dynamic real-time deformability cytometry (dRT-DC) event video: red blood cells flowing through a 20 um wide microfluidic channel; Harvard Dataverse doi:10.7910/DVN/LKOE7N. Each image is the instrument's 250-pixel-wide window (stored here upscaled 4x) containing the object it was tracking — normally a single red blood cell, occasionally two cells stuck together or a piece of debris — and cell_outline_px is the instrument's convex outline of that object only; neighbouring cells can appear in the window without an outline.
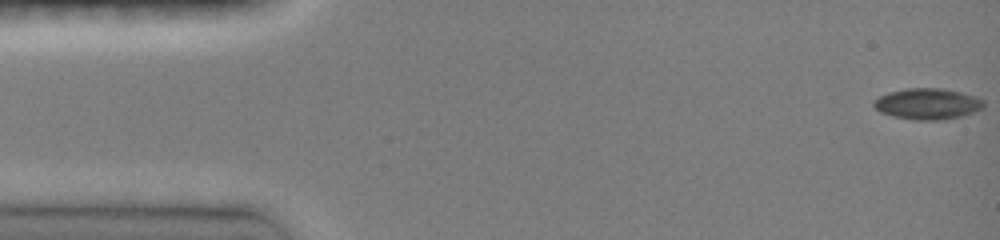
{"species": "common noctule bat (a hibernating species)", "species_latin": "Nyctalus noctula", "temperature_condition": "room temperature", "stored_images_in_passage": 47, "camera_frame_rate_fps": 3000, "um_per_image_px": 0.085, "animal": {"sex": "female", "body_mass_g": 19.0, "forearm_length_mm": 51.5}, "frame": {"image": 1, "passage_image": 1, "time_ms": 0.0, "image_size_px": [1000, 240], "cell_outline_px": [[984, 108], [960, 116], [936, 120], [916, 120], [892, 116], [880, 112], [872, 104], [872, 100], [888, 92], [908, 88], [940, 88], [960, 92], [976, 96], [984, 100]], "centroid_in_image_um": [78.82, 8.82], "position_along_channel_um": 6.2, "area_um2": 19.83}}
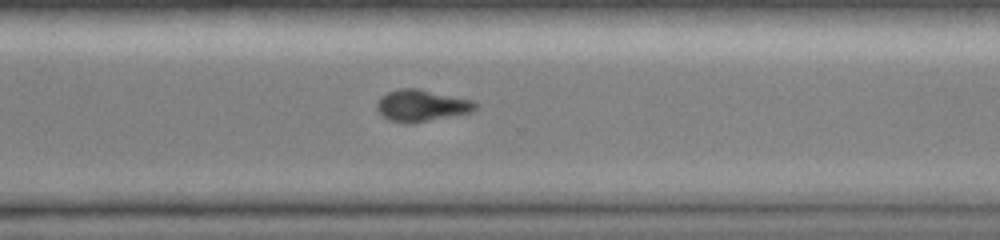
{"frame": {"image": 2, "passage_image": 34, "time_ms": 11.0, "image_size_px": [1000, 240], "cell_outline_px": [[480, 104], [472, 112], [408, 124], [388, 120], [376, 108], [376, 104], [380, 96], [388, 92], [400, 88], [420, 88], [476, 100]], "centroid_in_image_um": [35.88, 8.95], "position_along_channel_um": 334.7, "area_um2": 18.5}}
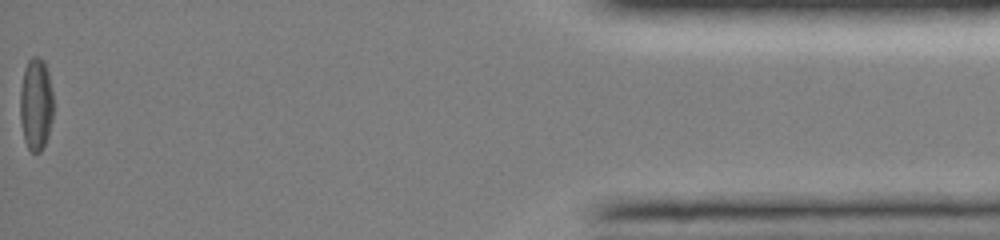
{"frame": {"image": 3, "passage_image": 47, "time_ms": 15.333, "image_size_px": [1000, 240], "cell_outline_px": [[52, 116], [48, 136], [40, 152], [32, 152], [28, 148], [24, 140], [20, 120], [20, 88], [24, 68], [28, 60], [32, 56], [40, 56], [44, 60], [48, 72], [52, 92]], "centroid_in_image_um": [3.03, 8.82], "position_along_channel_um": 432.2, "area_um2": 18.03}, "authors_computed_cell_mechanics": {"area_um2": 19.3052, "velocity_mm_per_s": 4.1234, "shape_relaxation_time_tau1_ms": null, "shape_relaxation_time_tau2_ms": 3.9106, "deformation_change_tau1": null, "deformation_change_tau2": 0.0916}}